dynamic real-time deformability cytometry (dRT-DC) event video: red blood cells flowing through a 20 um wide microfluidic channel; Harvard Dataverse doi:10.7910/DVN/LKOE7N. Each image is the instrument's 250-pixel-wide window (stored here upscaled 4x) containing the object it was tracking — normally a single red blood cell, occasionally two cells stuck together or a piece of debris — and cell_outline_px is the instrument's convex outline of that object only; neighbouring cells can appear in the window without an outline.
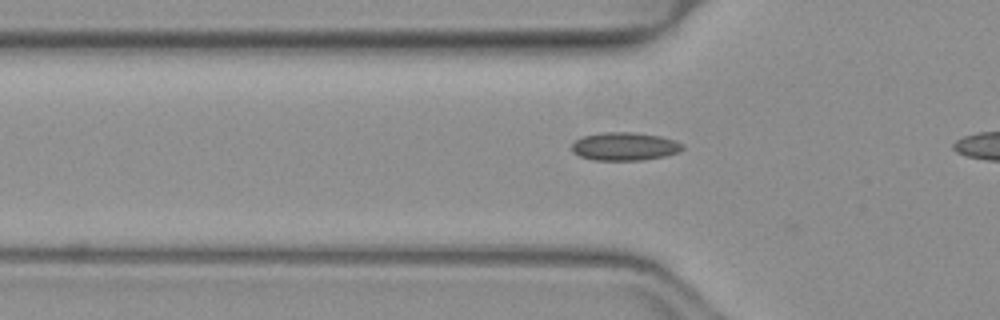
{"species": "common noctule bat (a hibernating species)", "species_latin": "Nyctalus noctula", "temperature_condition": "warm", "stored_images_in_passage": 8, "camera_frame_rate_fps": 3000, "um_per_image_px": 0.085, "animal": {"sex": "female", "body_mass_g": 19.3, "forearm_length_mm": 54.1}, "frame": {"image": 1, "passage_image": 6, "time_ms": 1.667, "image_size_px": [1000, 320], "cell_outline_px": [[684, 148], [680, 152], [664, 156], [644, 160], [592, 160], [580, 156], [572, 152], [572, 144], [576, 140], [584, 136], [600, 132], [632, 132], [660, 136], [684, 144]], "centroid_in_image_um": [53.1, 12.45], "position_along_channel_um": 72.7, "area_um2": 18.21}}